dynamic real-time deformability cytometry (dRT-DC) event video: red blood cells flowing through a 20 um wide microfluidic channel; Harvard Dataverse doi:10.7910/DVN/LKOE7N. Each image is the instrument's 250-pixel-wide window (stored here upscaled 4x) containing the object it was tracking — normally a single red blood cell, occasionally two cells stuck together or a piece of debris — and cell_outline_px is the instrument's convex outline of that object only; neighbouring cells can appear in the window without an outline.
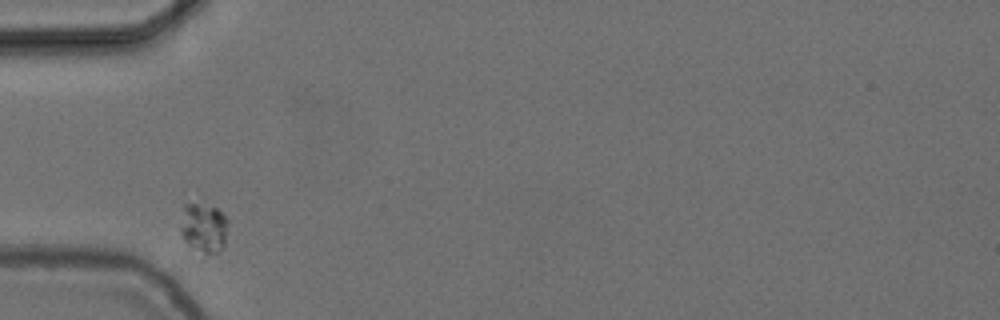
{"species": "common noctule bat (a hibernating species)", "species_latin": "Nyctalus noctula", "temperature_condition": "cold", "stored_images_in_passage": 3, "camera_frame_rate_fps": 3000, "um_per_image_px": 0.085, "animal": {"sex": "female", "body_mass_g": 24.6, "forearm_length_mm": 56.2}, "frame": {"image": 1, "passage_image": 1, "time_ms": 0.0, "image_size_px": [1000, 320], "cell_outline_px": [[228, 220], [224, 248], [216, 252], [204, 252], [192, 248], [180, 236], [180, 228], [184, 204], [196, 204], [216, 208]], "centroid_in_image_um": [17.3, 19.37], "position_along_channel_um": 67.7, "area_um2": 13.47}}